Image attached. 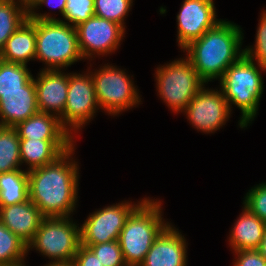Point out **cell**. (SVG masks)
Masks as SVG:
<instances>
[{
    "label": "cell",
    "mask_w": 266,
    "mask_h": 266,
    "mask_svg": "<svg viewBox=\"0 0 266 266\" xmlns=\"http://www.w3.org/2000/svg\"><path fill=\"white\" fill-rule=\"evenodd\" d=\"M76 145L53 163L28 171L29 199L44 217H68L76 212L80 178Z\"/></svg>",
    "instance_id": "cell-1"
},
{
    "label": "cell",
    "mask_w": 266,
    "mask_h": 266,
    "mask_svg": "<svg viewBox=\"0 0 266 266\" xmlns=\"http://www.w3.org/2000/svg\"><path fill=\"white\" fill-rule=\"evenodd\" d=\"M243 35L240 25L223 19L182 51L208 84L219 81L228 67L244 54Z\"/></svg>",
    "instance_id": "cell-2"
},
{
    "label": "cell",
    "mask_w": 266,
    "mask_h": 266,
    "mask_svg": "<svg viewBox=\"0 0 266 266\" xmlns=\"http://www.w3.org/2000/svg\"><path fill=\"white\" fill-rule=\"evenodd\" d=\"M266 68L246 55H242L230 65L219 80L218 85L232 112L233 105L240 110L238 126L246 129L258 115L260 100L264 91L263 72Z\"/></svg>",
    "instance_id": "cell-3"
},
{
    "label": "cell",
    "mask_w": 266,
    "mask_h": 266,
    "mask_svg": "<svg viewBox=\"0 0 266 266\" xmlns=\"http://www.w3.org/2000/svg\"><path fill=\"white\" fill-rule=\"evenodd\" d=\"M162 200L149 196L130 214L118 242L127 266H140L154 240L170 224L163 218Z\"/></svg>",
    "instance_id": "cell-4"
},
{
    "label": "cell",
    "mask_w": 266,
    "mask_h": 266,
    "mask_svg": "<svg viewBox=\"0 0 266 266\" xmlns=\"http://www.w3.org/2000/svg\"><path fill=\"white\" fill-rule=\"evenodd\" d=\"M43 63V70H67L81 56L77 31L61 20H36L35 61Z\"/></svg>",
    "instance_id": "cell-5"
},
{
    "label": "cell",
    "mask_w": 266,
    "mask_h": 266,
    "mask_svg": "<svg viewBox=\"0 0 266 266\" xmlns=\"http://www.w3.org/2000/svg\"><path fill=\"white\" fill-rule=\"evenodd\" d=\"M99 108L109 116H119L142 104L141 94L135 86L134 75L113 64H104L97 70L90 69Z\"/></svg>",
    "instance_id": "cell-6"
},
{
    "label": "cell",
    "mask_w": 266,
    "mask_h": 266,
    "mask_svg": "<svg viewBox=\"0 0 266 266\" xmlns=\"http://www.w3.org/2000/svg\"><path fill=\"white\" fill-rule=\"evenodd\" d=\"M156 91L169 110L181 114L206 84L185 56L155 68Z\"/></svg>",
    "instance_id": "cell-7"
},
{
    "label": "cell",
    "mask_w": 266,
    "mask_h": 266,
    "mask_svg": "<svg viewBox=\"0 0 266 266\" xmlns=\"http://www.w3.org/2000/svg\"><path fill=\"white\" fill-rule=\"evenodd\" d=\"M80 245V226L72 216L44 217L27 254L34 249L49 259L48 264H72Z\"/></svg>",
    "instance_id": "cell-8"
},
{
    "label": "cell",
    "mask_w": 266,
    "mask_h": 266,
    "mask_svg": "<svg viewBox=\"0 0 266 266\" xmlns=\"http://www.w3.org/2000/svg\"><path fill=\"white\" fill-rule=\"evenodd\" d=\"M96 112L101 111L90 72H69L66 105L59 117L62 126L76 139L77 133L95 118Z\"/></svg>",
    "instance_id": "cell-9"
},
{
    "label": "cell",
    "mask_w": 266,
    "mask_h": 266,
    "mask_svg": "<svg viewBox=\"0 0 266 266\" xmlns=\"http://www.w3.org/2000/svg\"><path fill=\"white\" fill-rule=\"evenodd\" d=\"M134 203L124 200L96 209L80 224L81 245L88 247L100 243L117 241L130 214L146 199Z\"/></svg>",
    "instance_id": "cell-10"
},
{
    "label": "cell",
    "mask_w": 266,
    "mask_h": 266,
    "mask_svg": "<svg viewBox=\"0 0 266 266\" xmlns=\"http://www.w3.org/2000/svg\"><path fill=\"white\" fill-rule=\"evenodd\" d=\"M75 28L81 56L84 61L90 62L97 57L115 53L126 34L121 25L97 16L90 17Z\"/></svg>",
    "instance_id": "cell-11"
},
{
    "label": "cell",
    "mask_w": 266,
    "mask_h": 266,
    "mask_svg": "<svg viewBox=\"0 0 266 266\" xmlns=\"http://www.w3.org/2000/svg\"><path fill=\"white\" fill-rule=\"evenodd\" d=\"M206 86L205 84L199 90L182 114L184 113L195 130L204 134H214L225 126L232 112L222 90L219 87L209 89Z\"/></svg>",
    "instance_id": "cell-12"
},
{
    "label": "cell",
    "mask_w": 266,
    "mask_h": 266,
    "mask_svg": "<svg viewBox=\"0 0 266 266\" xmlns=\"http://www.w3.org/2000/svg\"><path fill=\"white\" fill-rule=\"evenodd\" d=\"M216 10L214 0H183L176 15V42L181 51L223 20L217 18Z\"/></svg>",
    "instance_id": "cell-13"
},
{
    "label": "cell",
    "mask_w": 266,
    "mask_h": 266,
    "mask_svg": "<svg viewBox=\"0 0 266 266\" xmlns=\"http://www.w3.org/2000/svg\"><path fill=\"white\" fill-rule=\"evenodd\" d=\"M170 223L154 240L140 266H187L188 242Z\"/></svg>",
    "instance_id": "cell-14"
},
{
    "label": "cell",
    "mask_w": 266,
    "mask_h": 266,
    "mask_svg": "<svg viewBox=\"0 0 266 266\" xmlns=\"http://www.w3.org/2000/svg\"><path fill=\"white\" fill-rule=\"evenodd\" d=\"M40 69L38 76H33L39 111L60 117L66 105L69 73Z\"/></svg>",
    "instance_id": "cell-15"
},
{
    "label": "cell",
    "mask_w": 266,
    "mask_h": 266,
    "mask_svg": "<svg viewBox=\"0 0 266 266\" xmlns=\"http://www.w3.org/2000/svg\"><path fill=\"white\" fill-rule=\"evenodd\" d=\"M39 112L37 93L32 77L24 91L0 92V124L15 127L18 123Z\"/></svg>",
    "instance_id": "cell-16"
},
{
    "label": "cell",
    "mask_w": 266,
    "mask_h": 266,
    "mask_svg": "<svg viewBox=\"0 0 266 266\" xmlns=\"http://www.w3.org/2000/svg\"><path fill=\"white\" fill-rule=\"evenodd\" d=\"M44 216L30 200L0 206V222L28 245L34 238Z\"/></svg>",
    "instance_id": "cell-17"
},
{
    "label": "cell",
    "mask_w": 266,
    "mask_h": 266,
    "mask_svg": "<svg viewBox=\"0 0 266 266\" xmlns=\"http://www.w3.org/2000/svg\"><path fill=\"white\" fill-rule=\"evenodd\" d=\"M75 143L76 140L20 139L21 164L26 165L24 170L28 172L53 163Z\"/></svg>",
    "instance_id": "cell-18"
},
{
    "label": "cell",
    "mask_w": 266,
    "mask_h": 266,
    "mask_svg": "<svg viewBox=\"0 0 266 266\" xmlns=\"http://www.w3.org/2000/svg\"><path fill=\"white\" fill-rule=\"evenodd\" d=\"M227 236L230 251L257 250L264 236L266 223L244 205Z\"/></svg>",
    "instance_id": "cell-19"
},
{
    "label": "cell",
    "mask_w": 266,
    "mask_h": 266,
    "mask_svg": "<svg viewBox=\"0 0 266 266\" xmlns=\"http://www.w3.org/2000/svg\"><path fill=\"white\" fill-rule=\"evenodd\" d=\"M36 56V20L26 19L6 40L0 52V59L10 63L27 65L35 61Z\"/></svg>",
    "instance_id": "cell-20"
},
{
    "label": "cell",
    "mask_w": 266,
    "mask_h": 266,
    "mask_svg": "<svg viewBox=\"0 0 266 266\" xmlns=\"http://www.w3.org/2000/svg\"><path fill=\"white\" fill-rule=\"evenodd\" d=\"M20 139L75 140L56 115L37 112L14 127Z\"/></svg>",
    "instance_id": "cell-21"
},
{
    "label": "cell",
    "mask_w": 266,
    "mask_h": 266,
    "mask_svg": "<svg viewBox=\"0 0 266 266\" xmlns=\"http://www.w3.org/2000/svg\"><path fill=\"white\" fill-rule=\"evenodd\" d=\"M29 199L28 172L18 169L0 173V206H9Z\"/></svg>",
    "instance_id": "cell-22"
},
{
    "label": "cell",
    "mask_w": 266,
    "mask_h": 266,
    "mask_svg": "<svg viewBox=\"0 0 266 266\" xmlns=\"http://www.w3.org/2000/svg\"><path fill=\"white\" fill-rule=\"evenodd\" d=\"M27 245L0 222V266H27Z\"/></svg>",
    "instance_id": "cell-23"
},
{
    "label": "cell",
    "mask_w": 266,
    "mask_h": 266,
    "mask_svg": "<svg viewBox=\"0 0 266 266\" xmlns=\"http://www.w3.org/2000/svg\"><path fill=\"white\" fill-rule=\"evenodd\" d=\"M49 13H28L31 20H61L71 26L87 21L94 14V0H67L63 19L56 18L57 14ZM56 15V16H55Z\"/></svg>",
    "instance_id": "cell-24"
},
{
    "label": "cell",
    "mask_w": 266,
    "mask_h": 266,
    "mask_svg": "<svg viewBox=\"0 0 266 266\" xmlns=\"http://www.w3.org/2000/svg\"><path fill=\"white\" fill-rule=\"evenodd\" d=\"M20 138L14 127L0 129V173L22 169Z\"/></svg>",
    "instance_id": "cell-25"
},
{
    "label": "cell",
    "mask_w": 266,
    "mask_h": 266,
    "mask_svg": "<svg viewBox=\"0 0 266 266\" xmlns=\"http://www.w3.org/2000/svg\"><path fill=\"white\" fill-rule=\"evenodd\" d=\"M28 19V10L12 0H0V52L6 40Z\"/></svg>",
    "instance_id": "cell-26"
},
{
    "label": "cell",
    "mask_w": 266,
    "mask_h": 266,
    "mask_svg": "<svg viewBox=\"0 0 266 266\" xmlns=\"http://www.w3.org/2000/svg\"><path fill=\"white\" fill-rule=\"evenodd\" d=\"M27 66L0 59V92L24 91V85L33 77Z\"/></svg>",
    "instance_id": "cell-27"
},
{
    "label": "cell",
    "mask_w": 266,
    "mask_h": 266,
    "mask_svg": "<svg viewBox=\"0 0 266 266\" xmlns=\"http://www.w3.org/2000/svg\"><path fill=\"white\" fill-rule=\"evenodd\" d=\"M134 0H94V14L99 18L113 21L126 30V16Z\"/></svg>",
    "instance_id": "cell-28"
},
{
    "label": "cell",
    "mask_w": 266,
    "mask_h": 266,
    "mask_svg": "<svg viewBox=\"0 0 266 266\" xmlns=\"http://www.w3.org/2000/svg\"><path fill=\"white\" fill-rule=\"evenodd\" d=\"M254 43L243 48L244 55L266 68V9L260 13Z\"/></svg>",
    "instance_id": "cell-29"
},
{
    "label": "cell",
    "mask_w": 266,
    "mask_h": 266,
    "mask_svg": "<svg viewBox=\"0 0 266 266\" xmlns=\"http://www.w3.org/2000/svg\"><path fill=\"white\" fill-rule=\"evenodd\" d=\"M88 248L95 254L101 265L127 266L118 240L90 245Z\"/></svg>",
    "instance_id": "cell-30"
},
{
    "label": "cell",
    "mask_w": 266,
    "mask_h": 266,
    "mask_svg": "<svg viewBox=\"0 0 266 266\" xmlns=\"http://www.w3.org/2000/svg\"><path fill=\"white\" fill-rule=\"evenodd\" d=\"M242 204L266 223V182L263 181L249 189Z\"/></svg>",
    "instance_id": "cell-31"
},
{
    "label": "cell",
    "mask_w": 266,
    "mask_h": 266,
    "mask_svg": "<svg viewBox=\"0 0 266 266\" xmlns=\"http://www.w3.org/2000/svg\"><path fill=\"white\" fill-rule=\"evenodd\" d=\"M233 254L235 256L233 266H266V259L258 250H240Z\"/></svg>",
    "instance_id": "cell-32"
},
{
    "label": "cell",
    "mask_w": 266,
    "mask_h": 266,
    "mask_svg": "<svg viewBox=\"0 0 266 266\" xmlns=\"http://www.w3.org/2000/svg\"><path fill=\"white\" fill-rule=\"evenodd\" d=\"M73 266H104L101 265L95 254L83 245H80L72 262Z\"/></svg>",
    "instance_id": "cell-33"
},
{
    "label": "cell",
    "mask_w": 266,
    "mask_h": 266,
    "mask_svg": "<svg viewBox=\"0 0 266 266\" xmlns=\"http://www.w3.org/2000/svg\"><path fill=\"white\" fill-rule=\"evenodd\" d=\"M67 0H37L33 6L28 10V13H37L38 9L43 5L50 8H58L60 16H64V10L66 7Z\"/></svg>",
    "instance_id": "cell-34"
},
{
    "label": "cell",
    "mask_w": 266,
    "mask_h": 266,
    "mask_svg": "<svg viewBox=\"0 0 266 266\" xmlns=\"http://www.w3.org/2000/svg\"><path fill=\"white\" fill-rule=\"evenodd\" d=\"M257 250L266 259V229L264 232V236L261 240L260 246Z\"/></svg>",
    "instance_id": "cell-35"
},
{
    "label": "cell",
    "mask_w": 266,
    "mask_h": 266,
    "mask_svg": "<svg viewBox=\"0 0 266 266\" xmlns=\"http://www.w3.org/2000/svg\"><path fill=\"white\" fill-rule=\"evenodd\" d=\"M29 10L37 0H12Z\"/></svg>",
    "instance_id": "cell-36"
},
{
    "label": "cell",
    "mask_w": 266,
    "mask_h": 266,
    "mask_svg": "<svg viewBox=\"0 0 266 266\" xmlns=\"http://www.w3.org/2000/svg\"><path fill=\"white\" fill-rule=\"evenodd\" d=\"M43 266H73L72 264H44Z\"/></svg>",
    "instance_id": "cell-37"
}]
</instances>
